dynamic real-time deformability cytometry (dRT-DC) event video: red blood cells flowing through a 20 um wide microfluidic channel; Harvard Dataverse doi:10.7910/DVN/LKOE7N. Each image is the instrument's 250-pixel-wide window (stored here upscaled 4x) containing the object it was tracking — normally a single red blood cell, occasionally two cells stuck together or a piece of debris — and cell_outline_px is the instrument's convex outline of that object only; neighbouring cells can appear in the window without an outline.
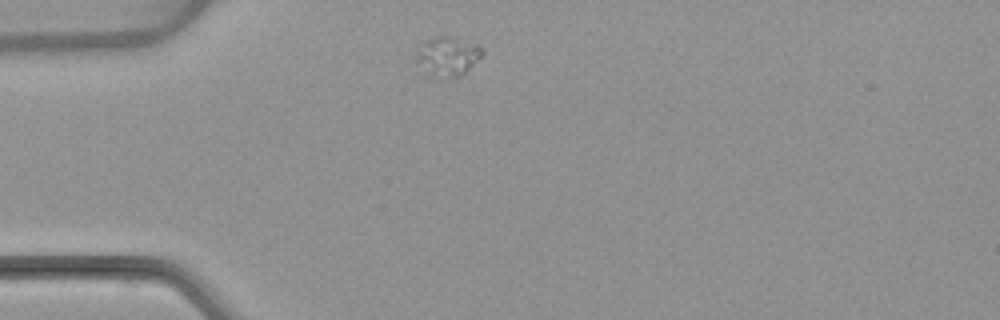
{"species": "common noctule bat (a hibernating species)", "species_latin": "Nyctalus noctula", "temperature_condition": "warm", "stored_images_in_passage": 4, "camera_frame_rate_fps": 3000, "um_per_image_px": 0.085, "animal": {"sex": "female", "body_mass_g": 22.7, "forearm_length_mm": 54.2}, "frame": {"image": 1, "passage_image": 1, "time_ms": 0.0, "image_size_px": [1000, 320], "cell_outline_px": [[484, 52], [460, 76], [424, 76], [416, 60], [416, 56], [420, 40], [436, 36], [444, 36], [480, 44], [484, 48]], "centroid_in_image_um": [37.97, 4.76], "position_along_channel_um": 47.0, "area_um2": 15.2}}
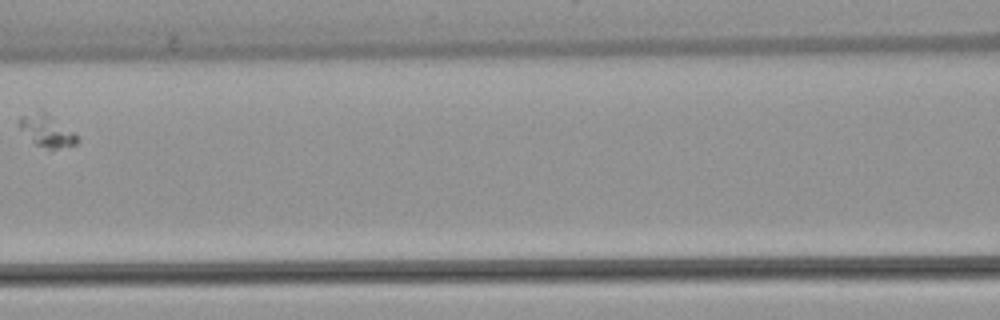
{"frame": {"image": 2, "passage_image": 4, "time_ms": 3.667, "image_size_px": [1000, 320], "cell_outline_px": [[76, 144], [56, 148], [48, 148], [36, 144], [20, 128], [20, 116], [40, 108], [76, 132]], "centroid_in_image_um": [3.98, 11.05], "position_along_channel_um": 162.6, "area_um2": 10.64}}